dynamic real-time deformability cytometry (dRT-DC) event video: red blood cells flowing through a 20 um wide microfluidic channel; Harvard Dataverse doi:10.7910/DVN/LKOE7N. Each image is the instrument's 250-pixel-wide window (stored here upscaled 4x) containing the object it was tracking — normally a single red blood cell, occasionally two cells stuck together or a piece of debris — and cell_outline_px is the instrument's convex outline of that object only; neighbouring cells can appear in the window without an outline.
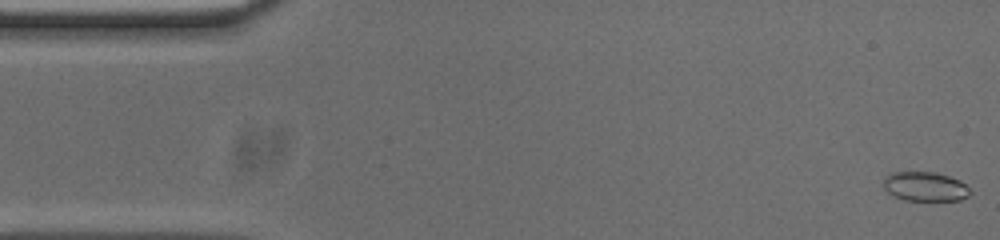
{"species": "common noctule bat (a hibernating species)", "species_latin": "Nyctalus noctula", "temperature_condition": "cold", "stored_images_in_passage": 53, "camera_frame_rate_fps": 3000, "um_per_image_px": 0.085, "animal": {"sex": "male", "body_mass_g": 20.0, "forearm_length_mm": 53.3}, "frame": {"image": 1, "passage_image": 1, "time_ms": 0.0, "image_size_px": [1000, 240], "cell_outline_px": [[972, 192], [968, 196], [960, 200], [904, 200], [892, 196], [884, 188], [884, 176], [892, 172], [932, 172], [948, 176], [960, 180]], "centroid_in_image_um": [78.61, 15.86], "position_along_channel_um": 6.4, "area_um2": 14.8}}
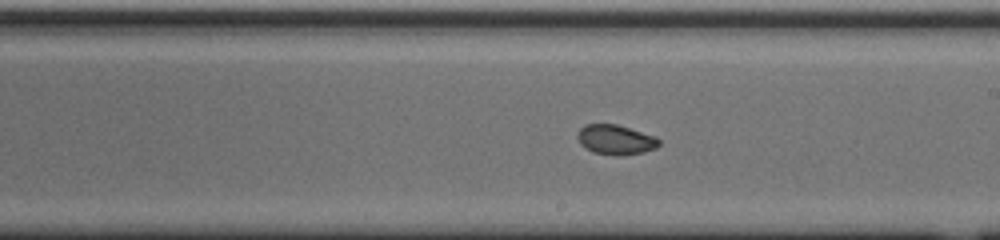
{"frame": {"image": 2, "passage_image": 29, "time_ms": 9.333, "image_size_px": [1000, 240], "cell_outline_px": [[660, 144], [656, 148], [644, 152], [616, 156], [592, 152], [584, 148], [580, 144], [576, 136], [580, 128], [584, 124], [616, 124], [656, 136], [660, 140]], "centroid_in_image_um": [52.31, 11.88], "position_along_channel_um": 236.7, "area_um2": 14.33}}
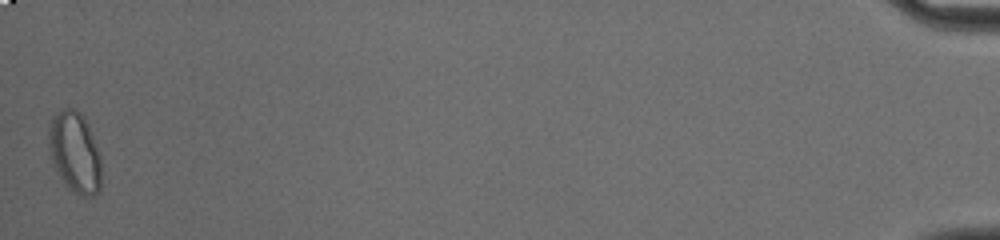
{"frame": {"image": 3, "passage_image": 53, "time_ms": 17.333, "image_size_px": [1000, 240], "cell_outline_px": [[100, 192], [92, 196], [80, 196], [72, 192], [64, 184], [56, 172], [52, 164], [48, 148], [48, 124], [52, 116], [56, 112], [64, 108], [76, 108], [84, 116], [88, 124], [100, 156]], "centroid_in_image_um": [6.32, 12.94], "position_along_channel_um": 428.9, "area_um2": 25.37}, "authors_computed_cell_mechanics": {"area_um2": 15.0858, "velocity_mm_per_s": 3.7427, "shape_relaxation_time_tau1_ms": 6.2813, "shape_relaxation_time_tau2_ms": 2.7228, "deformation_change_tau1": 0.0894, "deformation_change_tau2": 0.0521}}